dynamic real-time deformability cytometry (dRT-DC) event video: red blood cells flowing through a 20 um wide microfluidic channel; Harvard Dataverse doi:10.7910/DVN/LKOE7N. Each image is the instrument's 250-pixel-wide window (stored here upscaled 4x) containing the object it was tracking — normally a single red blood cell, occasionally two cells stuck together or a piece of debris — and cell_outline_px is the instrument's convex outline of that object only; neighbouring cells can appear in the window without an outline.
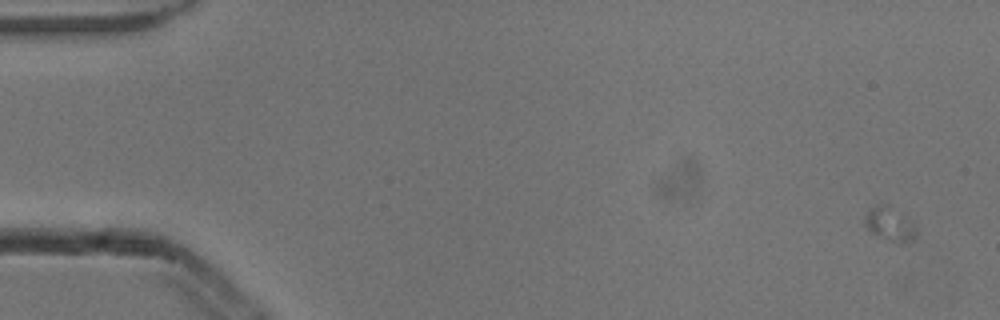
{"species": "common noctule bat (a hibernating species)", "species_latin": "Nyctalus noctula", "temperature_condition": "cold", "stored_images_in_passage": 6, "camera_frame_rate_fps": 3000, "um_per_image_px": 0.085, "animal": {"sex": "male", "body_mass_g": 13.3}, "frame": {"image": 1, "passage_image": 1, "time_ms": 0.0, "image_size_px": [1000, 320], "cell_outline_px": [[920, 228], [916, 236], [908, 244], [896, 244], [872, 232], [864, 224], [864, 216], [868, 208], [880, 204], [888, 204], [900, 212]], "centroid_in_image_um": [75.69, 19.06], "position_along_channel_um": 9.3, "area_um2": 10.58}}
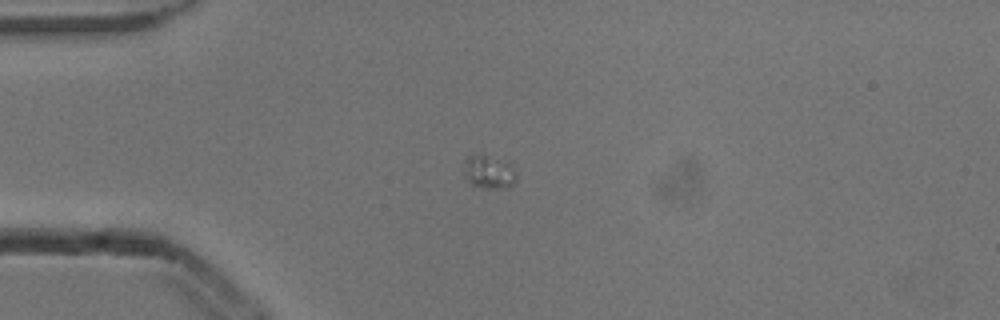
{"frame": {"image": 2, "passage_image": 5, "time_ms": 1.333, "image_size_px": [1000, 320], "cell_outline_px": [[516, 180], [508, 188], [480, 188], [468, 184], [464, 180], [464, 160], [468, 156], [484, 156], [508, 164], [516, 172]], "centroid_in_image_um": [41.49, 14.7], "position_along_channel_um": 43.5, "area_um2": 10.0}}